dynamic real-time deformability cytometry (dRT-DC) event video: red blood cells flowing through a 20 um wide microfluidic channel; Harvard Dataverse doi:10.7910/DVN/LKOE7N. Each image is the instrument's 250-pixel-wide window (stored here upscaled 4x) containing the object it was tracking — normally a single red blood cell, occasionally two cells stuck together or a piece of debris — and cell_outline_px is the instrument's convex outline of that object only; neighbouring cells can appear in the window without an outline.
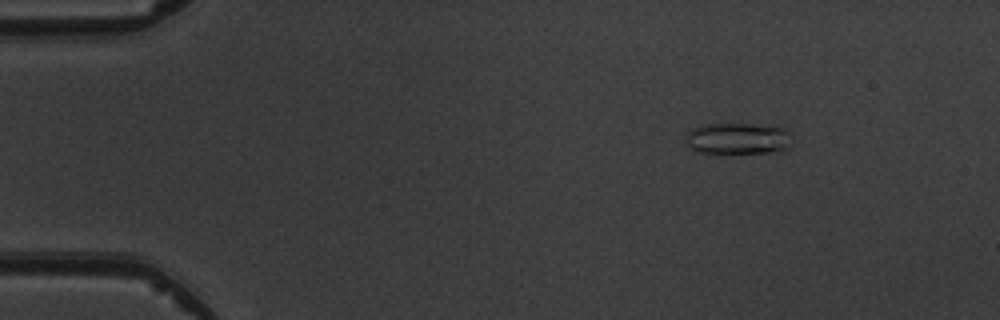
{"species": "common noctule bat (a hibernating species)", "species_latin": "Nyctalus noctula", "temperature_condition": "warm", "stored_images_in_passage": 7, "camera_frame_rate_fps": 3000, "um_per_image_px": 0.085, "animal": {"sex": "male", "body_mass_g": 19.5, "forearm_length_mm": 54.6}, "frame": {"image": 1, "passage_image": 2, "time_ms": 1.333, "image_size_px": [1000, 320], "cell_outline_px": [[788, 148], [780, 152], [700, 152], [692, 148], [688, 144], [688, 132], [692, 128], [700, 124], [752, 124], [784, 128], [788, 132]], "centroid_in_image_um": [62.71, 11.76], "position_along_channel_um": 22.3, "area_um2": 18.9}}
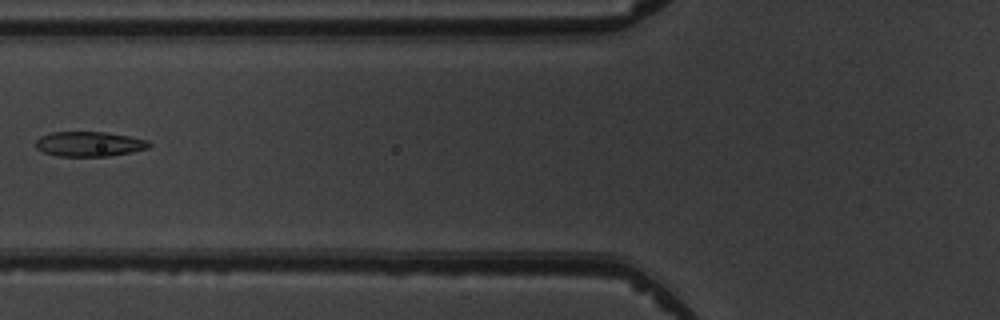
{"frame": {"image": 2, "passage_image": 6, "time_ms": 6.0, "image_size_px": [1000, 320], "cell_outline_px": [[152, 144], [148, 148], [132, 152], [108, 156], [56, 156], [44, 152], [36, 148], [36, 140], [40, 136], [52, 132], [104, 132], [128, 136], [148, 140]], "centroid_in_image_um": [7.58, 12.24], "position_along_channel_um": 118.2, "area_um2": 16.42}}
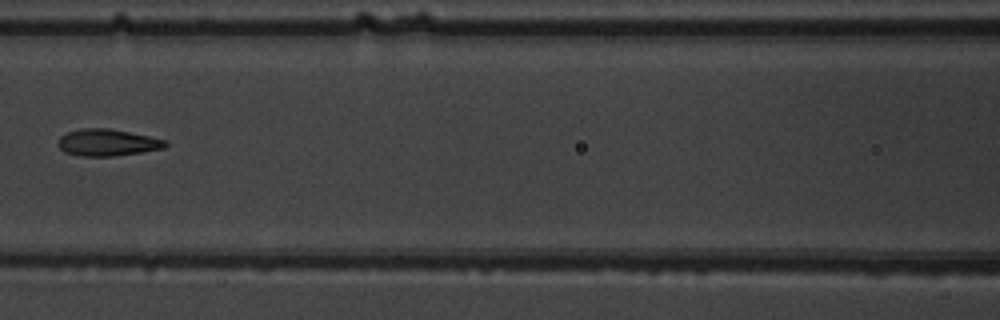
{"frame": {"image": 3, "passage_image": 7, "time_ms": 7.0, "image_size_px": [1000, 320], "cell_outline_px": [[168, 144], [164, 148], [116, 156], [80, 156], [64, 152], [56, 144], [60, 136], [68, 132], [80, 128], [108, 128], [168, 140]], "centroid_in_image_um": [9.1, 12.12], "position_along_channel_um": 157.5, "area_um2": 16.82}}